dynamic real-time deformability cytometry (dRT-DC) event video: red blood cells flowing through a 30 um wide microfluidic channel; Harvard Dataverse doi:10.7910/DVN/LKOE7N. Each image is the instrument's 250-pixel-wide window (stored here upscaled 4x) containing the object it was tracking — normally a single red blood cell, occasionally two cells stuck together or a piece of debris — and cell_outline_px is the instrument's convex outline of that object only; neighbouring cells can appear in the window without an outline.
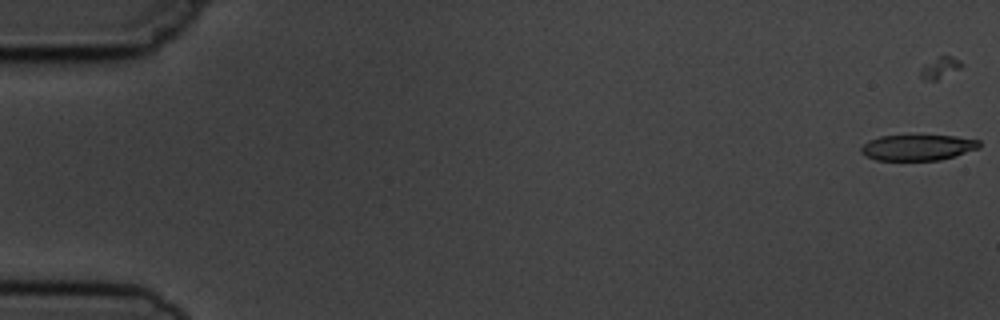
{"species": "common noctule bat (a hibernating species)", "species_latin": "Nyctalus noctula", "temperature_condition": "cold", "stored_images_in_passage": 12, "camera_frame_rate_fps": 3000, "um_per_image_px": 0.085, "animal": {"sex": "male", "body_mass_g": 19.5, "forearm_length_mm": 54.6}, "frame": {"image": 1, "passage_image": 1, "time_ms": 0.0, "image_size_px": [1000, 320], "cell_outline_px": [[980, 148], [940, 160], [876, 160], [860, 152], [860, 148], [868, 140], [880, 136], [956, 136], [980, 140]], "centroid_in_image_um": [78.01, 12.54], "position_along_channel_um": 7.0, "area_um2": 17.63}}
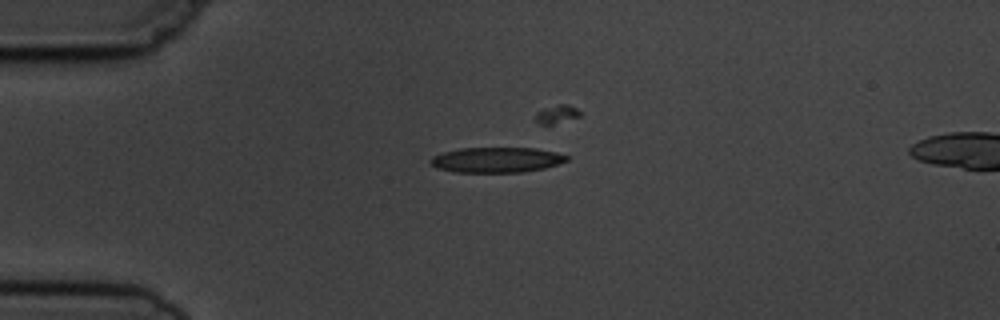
{"frame": {"image": 2, "passage_image": 4, "time_ms": 4.333, "image_size_px": [1000, 320], "cell_outline_px": [[568, 160], [544, 168], [524, 172], [452, 172], [436, 168], [428, 160], [432, 156], [444, 152], [460, 148], [536, 148], [556, 152], [568, 156]], "centroid_in_image_um": [42.17, 13.59], "position_along_channel_um": 42.8, "area_um2": 20.06}}